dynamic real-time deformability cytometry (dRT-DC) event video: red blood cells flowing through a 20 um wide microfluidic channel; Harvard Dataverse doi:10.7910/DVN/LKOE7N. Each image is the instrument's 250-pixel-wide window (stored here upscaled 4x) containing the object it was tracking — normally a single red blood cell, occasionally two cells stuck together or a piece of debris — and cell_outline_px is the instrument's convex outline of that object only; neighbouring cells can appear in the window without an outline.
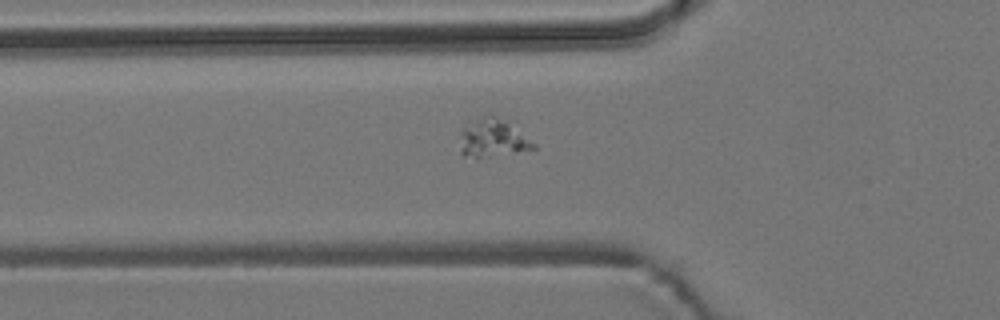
{"species": "common noctule bat (a hibernating species)", "species_latin": "Nyctalus noctula", "temperature_condition": "room temperature", "stored_images_in_passage": 39, "camera_frame_rate_fps": 3000, "um_per_image_px": 0.085, "animal": {"sex": "male", "body_mass_g": 19.2, "forearm_length_mm": 51.8}, "frame": {"image": 1, "passage_image": 2, "time_ms": 0.333, "image_size_px": [1000, 320], "cell_outline_px": [[536, 148], [476, 160], [464, 156], [460, 152], [460, 132], [464, 128], [484, 112], [488, 112], [508, 124], [536, 144]], "centroid_in_image_um": [41.79, 11.78], "position_along_channel_um": 84.0, "area_um2": 16.42}}
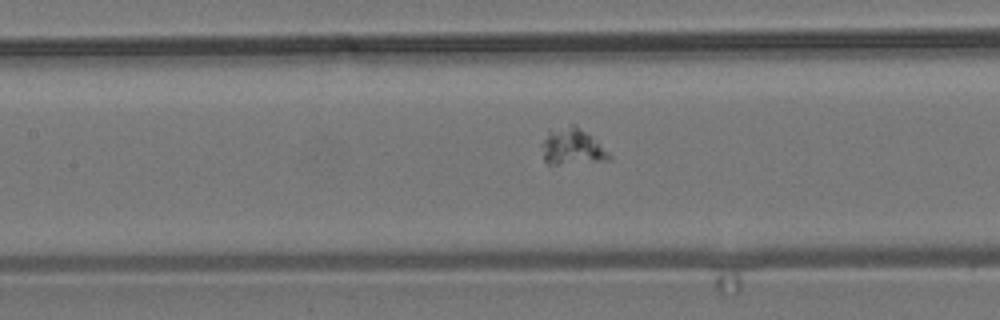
{"frame": {"image": 2, "passage_image": 8, "time_ms": 2.333, "image_size_px": [1000, 320], "cell_outline_px": [[612, 160], [556, 164], [548, 164], [544, 160], [540, 144], [548, 128], [568, 124], [576, 124], [608, 152], [612, 156]], "centroid_in_image_um": [48.55, 12.43], "position_along_channel_um": 158.8, "area_um2": 14.51}}
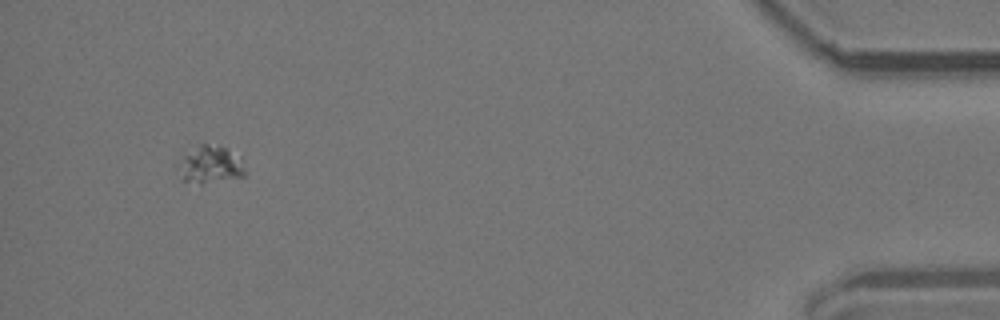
{"frame": {"image": 3, "passage_image": 35, "time_ms": 11.333, "image_size_px": [1000, 320], "cell_outline_px": [[244, 176], [200, 184], [184, 180], [184, 156], [200, 144], [204, 144], [224, 148], [244, 168]], "centroid_in_image_um": [17.91, 14.03], "position_along_channel_um": 417.3, "area_um2": 12.83}}